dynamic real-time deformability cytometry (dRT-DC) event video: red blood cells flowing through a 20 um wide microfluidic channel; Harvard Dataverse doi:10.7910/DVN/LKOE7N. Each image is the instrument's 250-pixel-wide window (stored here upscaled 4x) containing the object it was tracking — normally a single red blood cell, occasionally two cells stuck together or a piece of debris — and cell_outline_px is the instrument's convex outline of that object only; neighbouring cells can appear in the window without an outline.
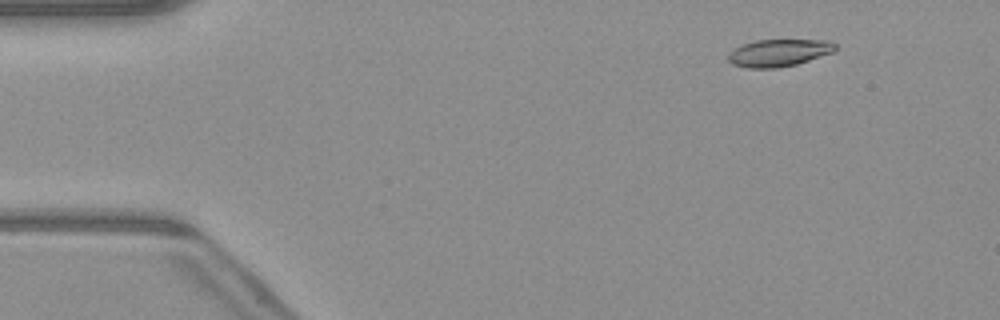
{"species": "common noctule bat (a hibernating species)", "species_latin": "Nyctalus noctula", "temperature_condition": "warm", "stored_images_in_passage": 51, "camera_frame_rate_fps": 3000, "um_per_image_px": 0.085, "animal": {"sex": "male", "body_mass_g": 23.1, "forearm_length_mm": 52.7}, "frame": {"image": 1, "passage_image": 6, "time_ms": 1.667, "image_size_px": [1000, 320], "cell_outline_px": [[836, 48], [832, 52], [796, 64], [776, 68], [748, 68], [732, 64], [728, 60], [728, 52], [744, 44], [756, 40], [828, 40], [836, 44]], "centroid_in_image_um": [66.17, 4.49], "position_along_channel_um": 18.8, "area_um2": 16.82}}
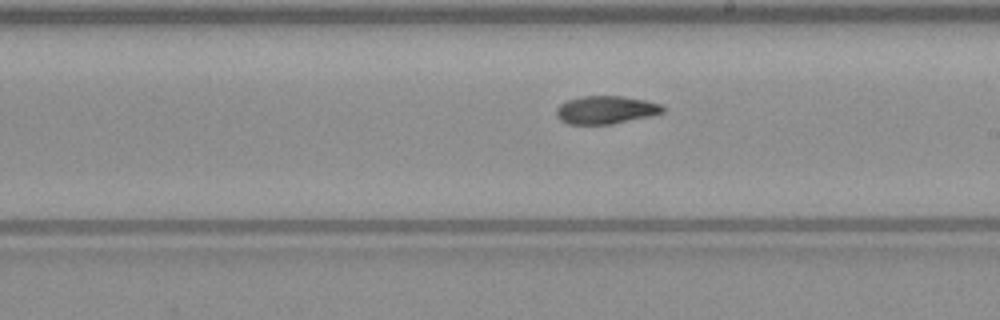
{"frame": {"image": 2, "passage_image": 29, "time_ms": 9.333, "image_size_px": [1000, 320], "cell_outline_px": [[668, 108], [664, 112], [648, 116], [612, 124], [568, 124], [560, 120], [556, 116], [556, 108], [560, 104], [568, 100], [580, 96], [620, 96], [644, 100], [660, 104]], "centroid_in_image_um": [51.48, 9.34], "position_along_channel_um": 237.5, "area_um2": 17.34}}
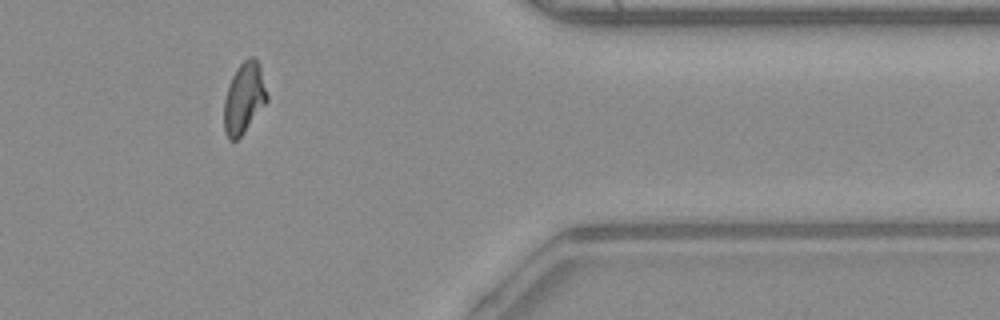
{"frame": {"image": 3, "passage_image": 42, "time_ms": 13.667, "image_size_px": [1000, 320], "cell_outline_px": [[268, 100], [240, 136], [236, 140], [228, 140], [224, 132], [224, 100], [228, 84], [236, 68], [248, 56], [252, 56], [260, 64], [268, 96]], "centroid_in_image_um": [20.73, 8.31], "position_along_channel_um": 390.7, "area_um2": 17.74}, "authors_computed_cell_mechanics": {"area_um2": 17.6868, "velocity_mm_per_s": 4.0999, "shape_relaxation_time_tau1_ms": null, "shape_relaxation_time_tau2_ms": 7.5467, "deformation_change_tau1": null, "deformation_change_tau2": 0.1521}}